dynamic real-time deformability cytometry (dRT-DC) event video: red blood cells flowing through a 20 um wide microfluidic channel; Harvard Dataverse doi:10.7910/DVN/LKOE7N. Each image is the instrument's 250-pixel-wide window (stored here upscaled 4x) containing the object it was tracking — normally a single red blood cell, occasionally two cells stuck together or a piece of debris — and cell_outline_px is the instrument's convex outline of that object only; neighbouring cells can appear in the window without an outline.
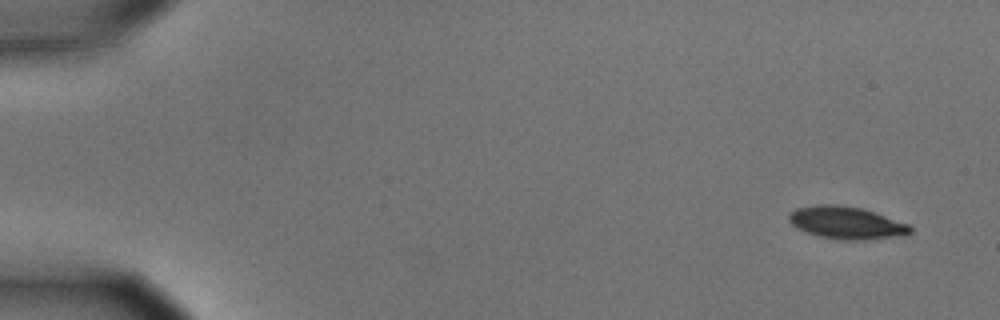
{"species": "common noctule bat (a hibernating species)", "species_latin": "Nyctalus noctula", "temperature_condition": "cold", "stored_images_in_passage": 5, "camera_frame_rate_fps": 3000, "um_per_image_px": 0.085, "animal": {"sex": "male", "body_mass_g": 15.6}, "frame": {"image": 1, "passage_image": 1, "time_ms": 0.0, "image_size_px": [1000, 320], "cell_outline_px": [[912, 232], [904, 236], [864, 240], [840, 240], [820, 236], [796, 228], [788, 220], [788, 216], [796, 208], [816, 204], [836, 204], [860, 208], [908, 224], [912, 228]], "centroid_in_image_um": [71.94, 18.94], "position_along_channel_um": 13.1, "area_um2": 22.83}}
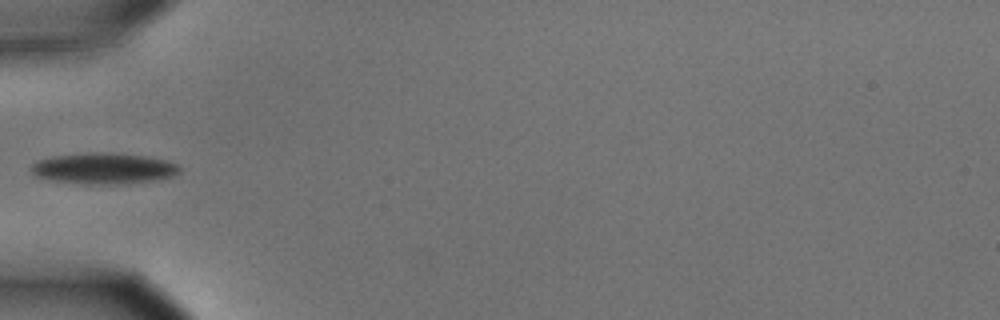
{"frame": {"image": 2, "passage_image": 5, "time_ms": 1.333, "image_size_px": [1000, 320], "cell_outline_px": [[180, 172], [172, 176], [152, 180], [120, 184], [84, 184], [52, 180], [36, 176], [32, 172], [32, 164], [40, 160], [52, 156], [92, 152], [112, 152], [148, 156], [168, 160], [176, 164], [180, 168]], "centroid_in_image_um": [8.83, 14.3], "position_along_channel_um": 76.2, "area_um2": 26.82}}